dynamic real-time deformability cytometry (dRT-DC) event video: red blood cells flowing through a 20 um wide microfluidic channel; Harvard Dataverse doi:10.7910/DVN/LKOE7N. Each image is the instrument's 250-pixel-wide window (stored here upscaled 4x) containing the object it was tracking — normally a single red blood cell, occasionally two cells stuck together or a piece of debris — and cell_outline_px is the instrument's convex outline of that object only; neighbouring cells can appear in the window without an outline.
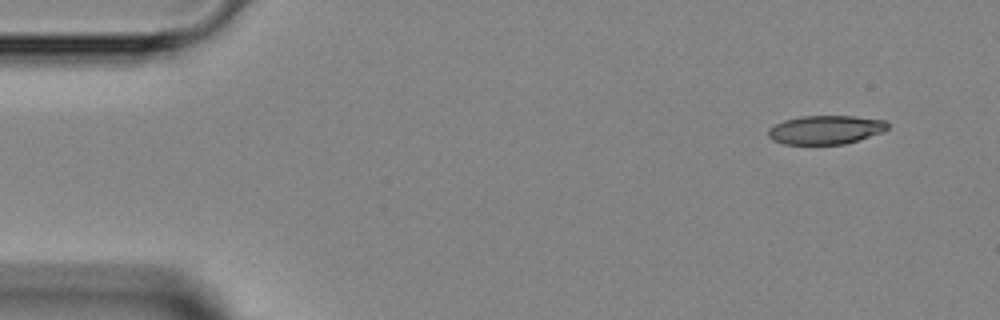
{"species": "Egyptian fruit bat (a non-hibernating species)", "species_latin": "Rousettus aegyptiacus", "temperature_condition": "room temperature", "stored_images_in_passage": 4, "camera_frame_rate_fps": 3000, "um_per_image_px": 0.085, "animal": {"sex": "female"}, "frame": {"image": 1, "passage_image": 1, "time_ms": 0.0, "image_size_px": [1000, 320], "cell_outline_px": [[888, 128], [884, 132], [844, 144], [784, 144], [772, 140], [768, 136], [768, 128], [784, 120], [800, 116], [856, 116], [884, 120], [888, 124]], "centroid_in_image_um": [70.17, 11.03], "position_along_channel_um": 14.8, "area_um2": 20.06}}
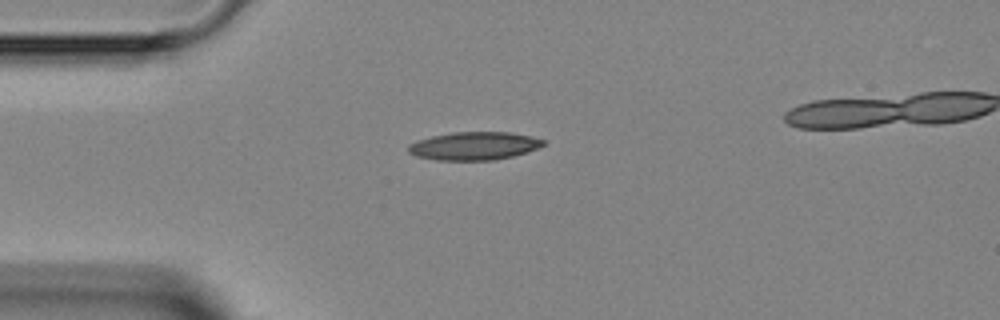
{"frame": {"image": 2, "passage_image": 3, "time_ms": 2.667, "image_size_px": [1000, 320], "cell_outline_px": [[544, 144], [536, 148], [512, 156], [492, 160], [436, 160], [416, 156], [408, 152], [408, 144], [416, 140], [432, 136], [452, 132], [508, 132], [528, 136], [544, 140]], "centroid_in_image_um": [40.22, 12.4], "position_along_channel_um": 44.8, "area_um2": 21.85}}